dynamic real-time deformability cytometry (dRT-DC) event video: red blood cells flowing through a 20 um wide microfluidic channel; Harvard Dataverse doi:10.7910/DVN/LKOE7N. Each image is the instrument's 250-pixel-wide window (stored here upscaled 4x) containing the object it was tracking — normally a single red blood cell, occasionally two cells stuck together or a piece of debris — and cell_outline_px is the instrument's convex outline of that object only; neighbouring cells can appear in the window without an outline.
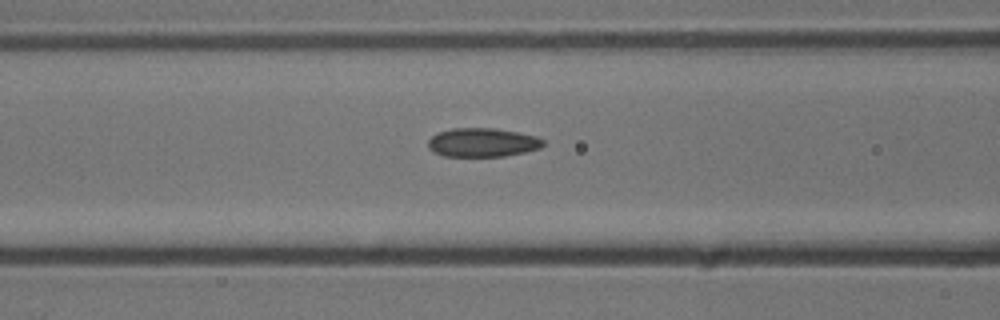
{"species": "common noctule bat (a hibernating species)", "species_latin": "Nyctalus noctula", "temperature_condition": "cold", "stored_images_in_passage": 13, "camera_frame_rate_fps": 3000, "um_per_image_px": 0.085, "animal": {"sex": "male", "body_mass_g": 13.3}, "frame": {"image": 1, "passage_image": 11, "time_ms": 3.333, "image_size_px": [1000, 320], "cell_outline_px": [[544, 144], [540, 148], [524, 152], [504, 156], [444, 156], [432, 152], [428, 148], [428, 140], [436, 132], [452, 128], [496, 128], [520, 132], [536, 136], [544, 140]], "centroid_in_image_um": [40.99, 12.1], "position_along_channel_um": 125.6, "area_um2": 19.54}}